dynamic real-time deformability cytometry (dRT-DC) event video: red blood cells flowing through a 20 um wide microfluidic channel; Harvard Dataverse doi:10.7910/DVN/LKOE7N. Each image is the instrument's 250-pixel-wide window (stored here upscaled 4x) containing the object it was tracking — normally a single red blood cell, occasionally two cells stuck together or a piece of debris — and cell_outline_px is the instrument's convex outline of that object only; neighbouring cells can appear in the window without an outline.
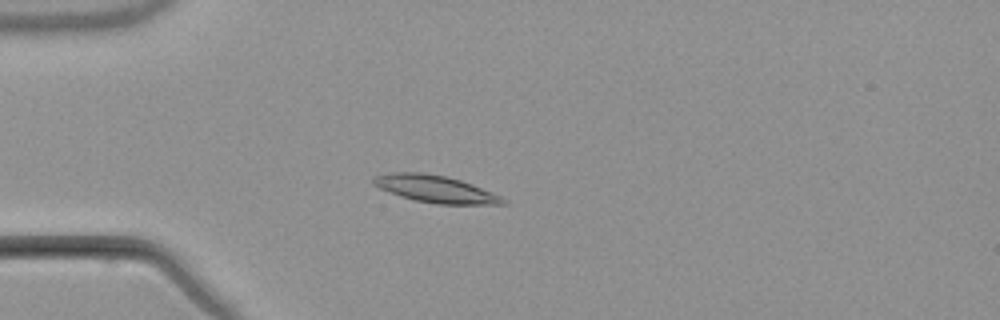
{"species": "common noctule bat (a hibernating species)", "species_latin": "Nyctalus noctula", "temperature_condition": "warm", "stored_images_in_passage": 5, "camera_frame_rate_fps": 3000, "um_per_image_px": 0.085, "animal": {"sex": "male", "body_mass_g": 21.5, "forearm_length_mm": 52.0}, "frame": {"image": 1, "passage_image": 5, "time_ms": 5.0, "image_size_px": [1000, 320], "cell_outline_px": [[508, 204], [436, 204], [412, 200], [400, 196], [380, 188], [372, 184], [372, 176], [392, 172], [420, 172], [444, 176], [460, 180], [472, 184], [500, 196], [508, 200]], "centroid_in_image_um": [36.98, 16.07], "position_along_channel_um": 48.0, "area_um2": 20.46}}